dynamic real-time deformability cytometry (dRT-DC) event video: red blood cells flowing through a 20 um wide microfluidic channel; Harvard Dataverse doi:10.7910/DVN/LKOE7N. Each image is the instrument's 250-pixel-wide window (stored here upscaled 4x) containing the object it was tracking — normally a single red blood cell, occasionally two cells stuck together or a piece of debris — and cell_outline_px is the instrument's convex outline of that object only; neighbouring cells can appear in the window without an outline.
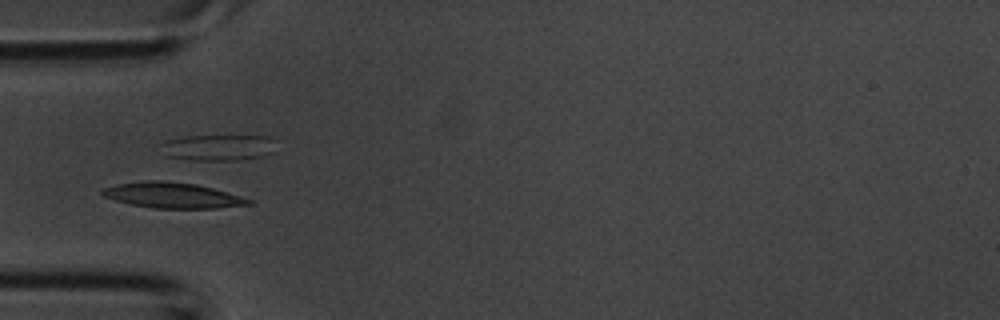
{"species": "common noctule bat (a hibernating species)", "species_latin": "Nyctalus noctula", "temperature_condition": "room temperature", "stored_images_in_passage": 2, "camera_frame_rate_fps": 3000, "um_per_image_px": 0.085, "animal": {"sex": "male", "body_mass_g": 20.1, "forearm_length_mm": 53.5}, "frame": {"image": 1, "passage_image": 2, "time_ms": 0.333, "image_size_px": [1000, 320], "cell_outline_px": [[256, 200], [252, 204], [216, 208], [152, 208], [132, 204], [116, 200], [104, 196], [100, 192], [104, 188], [116, 184], [144, 180], [160, 180], [196, 184], [212, 188]], "centroid_in_image_um": [14.69, 16.59], "position_along_channel_um": 70.3, "area_um2": 21.73}}